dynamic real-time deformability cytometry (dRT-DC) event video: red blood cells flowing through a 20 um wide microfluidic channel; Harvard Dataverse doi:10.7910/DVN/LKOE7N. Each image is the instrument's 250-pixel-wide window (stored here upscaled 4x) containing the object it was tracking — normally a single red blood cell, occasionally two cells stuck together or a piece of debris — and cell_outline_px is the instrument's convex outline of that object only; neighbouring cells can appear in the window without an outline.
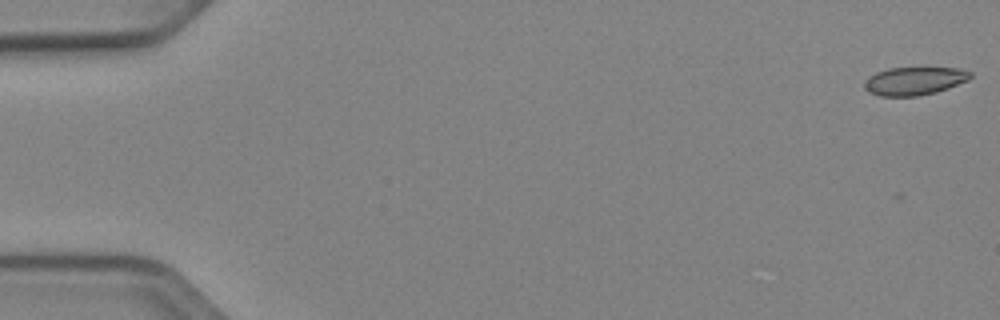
{"species": "Egyptian fruit bat (a non-hibernating species)", "species_latin": "Rousettus aegyptiacus", "temperature_condition": "cold", "stored_images_in_passage": 53, "camera_frame_rate_fps": 3000, "um_per_image_px": 0.085, "animal": {"sex": "female"}, "frame": {"image": 1, "passage_image": 1, "time_ms": 0.0, "image_size_px": [1000, 320], "cell_outline_px": [[972, 76], [968, 80], [948, 88], [936, 92], [916, 96], [880, 96], [868, 92], [864, 88], [864, 80], [868, 76], [876, 72], [888, 68], [960, 68], [972, 72]], "centroid_in_image_um": [77.7, 6.88], "position_along_channel_um": 7.3, "area_um2": 17.46}}
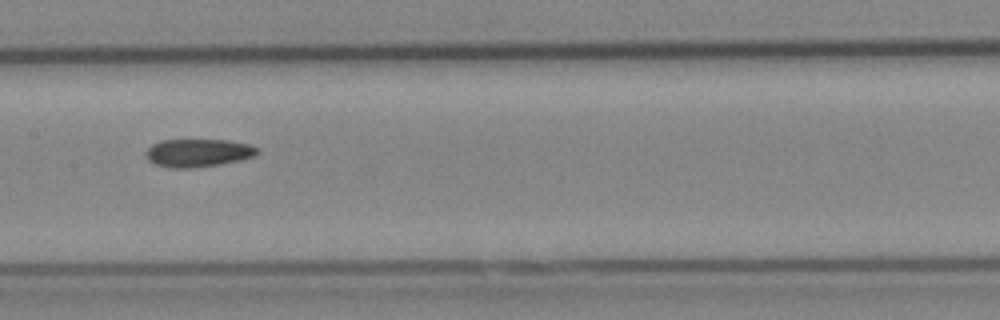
{"frame": {"image": 2, "passage_image": 27, "time_ms": 8.667, "image_size_px": [1000, 320], "cell_outline_px": [[260, 152], [256, 156], [240, 160], [220, 164], [192, 168], [172, 168], [156, 164], [148, 160], [144, 156], [144, 152], [152, 144], [160, 140], [228, 140], [248, 144], [260, 148]], "centroid_in_image_um": [16.85, 12.99], "position_along_channel_um": 190.6, "area_um2": 18.38}}
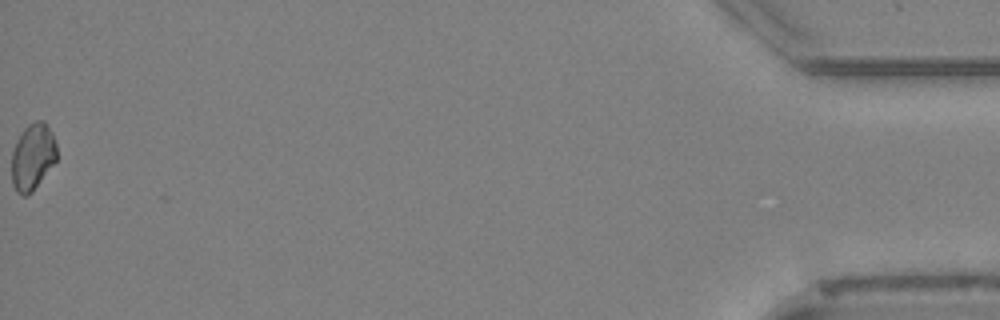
{"frame": {"image": 3, "passage_image": 53, "time_ms": 17.333, "image_size_px": [1000, 320], "cell_outline_px": [[56, 160], [32, 192], [24, 196], [16, 192], [12, 184], [12, 152], [24, 128], [28, 124], [36, 120], [44, 120], [48, 124], [52, 132], [56, 144]], "centroid_in_image_um": [2.78, 13.31], "position_along_channel_um": 432.4, "area_um2": 17.4}}